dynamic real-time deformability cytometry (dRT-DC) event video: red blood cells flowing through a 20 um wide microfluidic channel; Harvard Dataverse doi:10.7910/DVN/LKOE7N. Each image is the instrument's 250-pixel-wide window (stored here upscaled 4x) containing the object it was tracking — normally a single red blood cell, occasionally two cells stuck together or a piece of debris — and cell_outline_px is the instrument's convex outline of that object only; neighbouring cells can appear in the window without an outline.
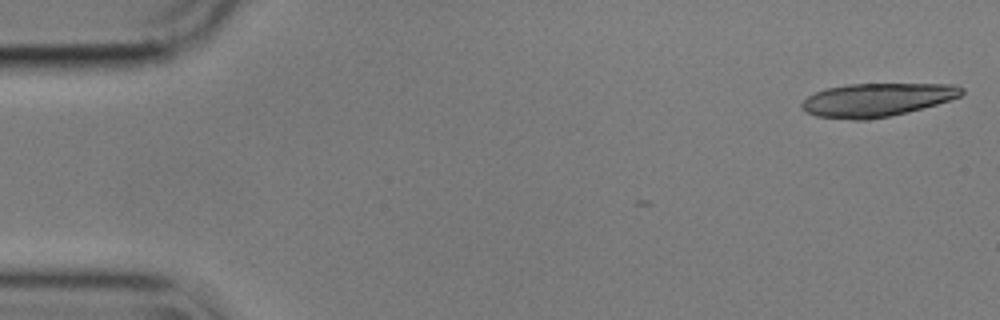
{"species": "common noctule bat (a hibernating species)", "species_latin": "Nyctalus noctula", "temperature_condition": "cold", "stored_images_in_passage": 4, "camera_frame_rate_fps": 3000, "um_per_image_px": 0.085, "animal": {"sex": "male", "body_mass_g": 17.9}, "frame": {"image": 1, "passage_image": 1, "time_ms": 0.0, "image_size_px": [1000, 320], "cell_outline_px": [[964, 92], [960, 96], [936, 104], [908, 112], [868, 120], [852, 120], [816, 116], [800, 108], [800, 104], [808, 96], [824, 88], [848, 84], [956, 84], [964, 88]], "centroid_in_image_um": [74.51, 8.48], "position_along_channel_um": 10.5, "area_um2": 31.1}}